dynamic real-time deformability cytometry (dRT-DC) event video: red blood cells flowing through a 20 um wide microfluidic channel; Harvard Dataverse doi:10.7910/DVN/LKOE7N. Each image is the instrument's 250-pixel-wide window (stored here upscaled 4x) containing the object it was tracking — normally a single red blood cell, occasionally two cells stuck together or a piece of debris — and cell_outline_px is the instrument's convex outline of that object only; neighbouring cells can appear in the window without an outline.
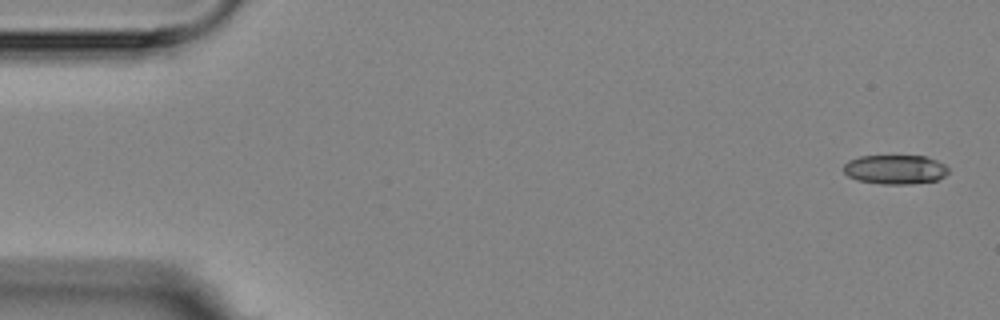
{"species": "Egyptian fruit bat (a non-hibernating species)", "species_latin": "Rousettus aegyptiacus", "temperature_condition": "room temperature", "stored_images_in_passage": 6, "segment_of_instrument_passage": [1, 2], "camera_frame_rate_fps": 3000, "um_per_image_px": 0.085, "animal": {"sex": "female"}, "frame": {"image": 1, "passage_image": 1, "time_ms": 0.0, "image_size_px": [1000, 320], "cell_outline_px": [[948, 172], [944, 176], [936, 180], [912, 184], [880, 184], [856, 180], [848, 176], [844, 172], [844, 164], [848, 160], [860, 156], [924, 156], [936, 160], [944, 164], [948, 168]], "centroid_in_image_um": [76.07, 14.41], "position_along_channel_um": 8.9, "area_um2": 17.92}}